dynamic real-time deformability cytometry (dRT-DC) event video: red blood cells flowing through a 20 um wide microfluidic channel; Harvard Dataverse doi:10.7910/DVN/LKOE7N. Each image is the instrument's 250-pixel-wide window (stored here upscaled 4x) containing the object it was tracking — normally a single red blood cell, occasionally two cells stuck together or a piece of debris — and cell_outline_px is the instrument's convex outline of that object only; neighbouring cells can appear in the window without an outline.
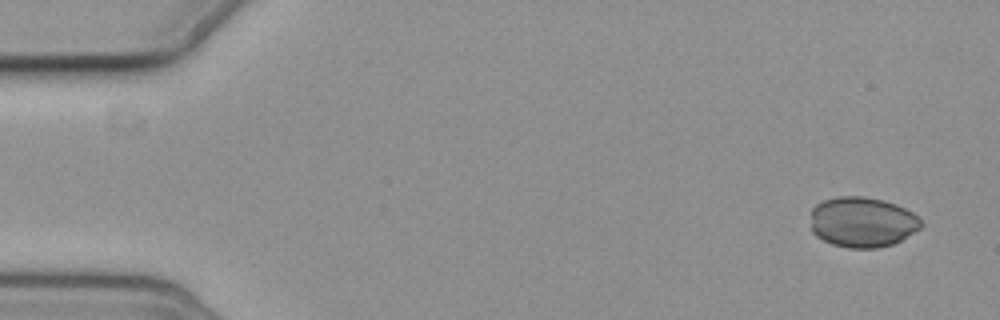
{"species": "common noctule bat (a hibernating species)", "species_latin": "Nyctalus noctula", "temperature_condition": "cold", "stored_images_in_passage": 5, "camera_frame_rate_fps": 3000, "um_per_image_px": 0.085, "animal": {"sex": "female", "body_mass_g": 19.3, "forearm_length_mm": 54.1}, "frame": {"image": 1, "passage_image": 1, "time_ms": 0.0, "image_size_px": [1000, 320], "cell_outline_px": [[924, 224], [920, 228], [900, 240], [892, 244], [880, 248], [848, 248], [832, 244], [816, 236], [812, 232], [812, 208], [816, 204], [824, 200], [840, 196], [864, 196], [884, 200], [896, 204], [912, 212]], "centroid_in_image_um": [73.29, 18.87], "position_along_channel_um": 11.7, "area_um2": 32.37}}
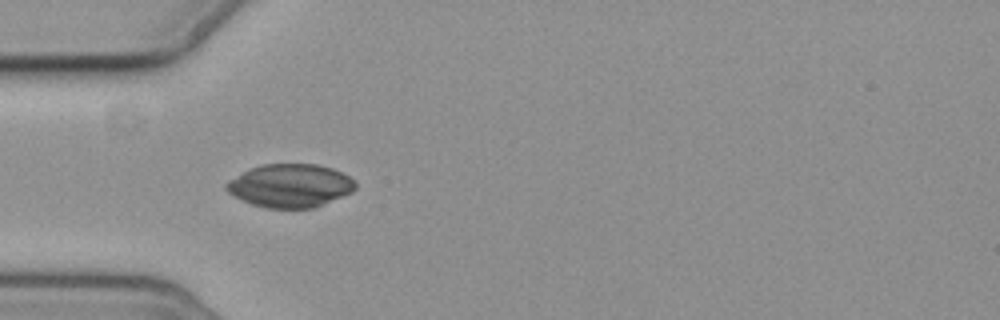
{"frame": {"image": 2, "passage_image": 4, "time_ms": 5.0, "image_size_px": [1000, 320], "cell_outline_px": [[356, 188], [352, 192], [312, 208], [264, 208], [252, 204], [232, 196], [224, 188], [224, 184], [228, 180], [260, 164], [316, 164], [332, 168], [348, 176], [356, 184]], "centroid_in_image_um": [24.62, 15.78], "position_along_channel_um": 60.4, "area_um2": 32.43}}
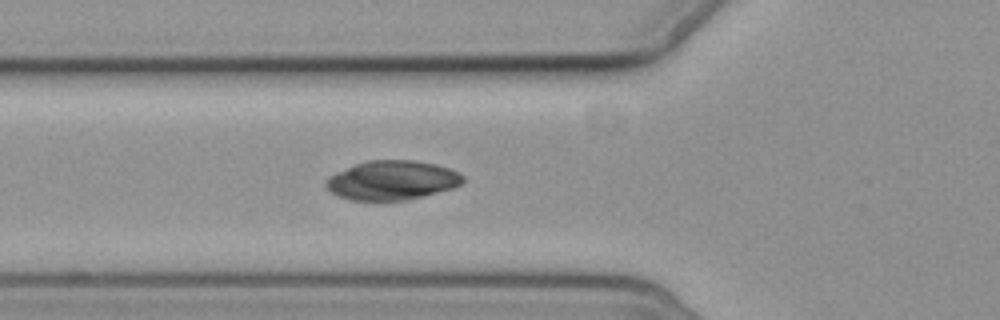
{"frame": {"image": 3, "passage_image": 5, "time_ms": 6.0, "image_size_px": [1000, 320], "cell_outline_px": [[464, 180], [460, 184], [452, 188], [408, 200], [380, 204], [372, 204], [348, 200], [336, 196], [324, 184], [328, 176], [336, 172], [356, 164], [368, 160], [412, 160], [436, 164], [460, 172], [464, 176]], "centroid_in_image_um": [33.27, 15.38], "position_along_channel_um": 92.5, "area_um2": 32.31}}